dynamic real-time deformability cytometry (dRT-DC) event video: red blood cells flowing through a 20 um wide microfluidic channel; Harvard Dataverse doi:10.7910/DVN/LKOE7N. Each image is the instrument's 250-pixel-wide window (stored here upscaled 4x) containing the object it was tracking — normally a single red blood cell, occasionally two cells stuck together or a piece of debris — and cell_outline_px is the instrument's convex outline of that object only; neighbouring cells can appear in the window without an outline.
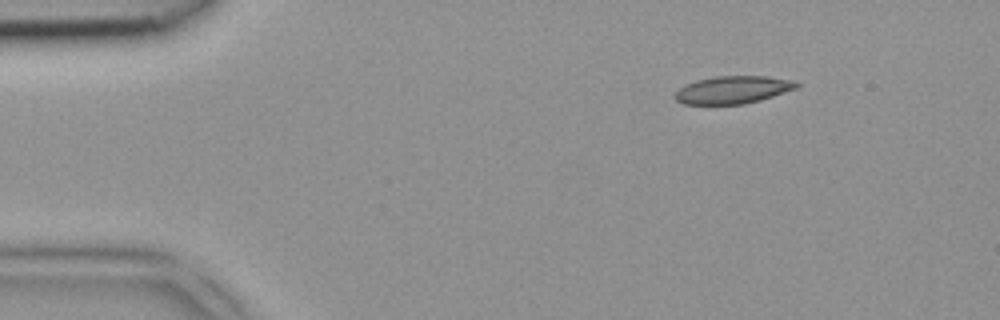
{"species": "common noctule bat (a hibernating species)", "species_latin": "Nyctalus noctula", "temperature_condition": "room temperature", "stored_images_in_passage": 2, "camera_frame_rate_fps": 3000, "um_per_image_px": 0.085, "animal": {"sex": "female", "body_mass_g": 18.4}, "frame": {"image": 1, "passage_image": 1, "time_ms": 0.0, "image_size_px": [1000, 320], "cell_outline_px": [[800, 84], [796, 88], [760, 100], [744, 104], [684, 104], [676, 100], [672, 96], [684, 84], [696, 80], [716, 76], [764, 76], [792, 80]], "centroid_in_image_um": [62.24, 7.63], "position_along_channel_um": 22.8, "area_um2": 19.48}}